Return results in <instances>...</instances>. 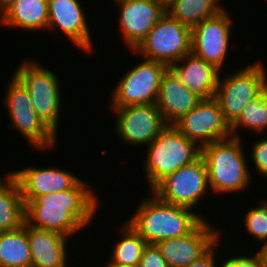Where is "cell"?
Returning a JSON list of instances; mask_svg holds the SVG:
<instances>
[{
    "instance_id": "1",
    "label": "cell",
    "mask_w": 267,
    "mask_h": 267,
    "mask_svg": "<svg viewBox=\"0 0 267 267\" xmlns=\"http://www.w3.org/2000/svg\"><path fill=\"white\" fill-rule=\"evenodd\" d=\"M81 179L73 188L44 194L25 203V223L38 229L73 236L92 222L99 206L98 196Z\"/></svg>"
},
{
    "instance_id": "2",
    "label": "cell",
    "mask_w": 267,
    "mask_h": 267,
    "mask_svg": "<svg viewBox=\"0 0 267 267\" xmlns=\"http://www.w3.org/2000/svg\"><path fill=\"white\" fill-rule=\"evenodd\" d=\"M151 194L126 221L147 244L187 235L205 219L192 209L165 203Z\"/></svg>"
},
{
    "instance_id": "3",
    "label": "cell",
    "mask_w": 267,
    "mask_h": 267,
    "mask_svg": "<svg viewBox=\"0 0 267 267\" xmlns=\"http://www.w3.org/2000/svg\"><path fill=\"white\" fill-rule=\"evenodd\" d=\"M242 140L231 136L201 147V157L208 171L209 188L213 192H239L251 183V171L248 169Z\"/></svg>"
},
{
    "instance_id": "4",
    "label": "cell",
    "mask_w": 267,
    "mask_h": 267,
    "mask_svg": "<svg viewBox=\"0 0 267 267\" xmlns=\"http://www.w3.org/2000/svg\"><path fill=\"white\" fill-rule=\"evenodd\" d=\"M144 170L152 190L161 180L201 156V148L173 125H168L147 146Z\"/></svg>"
},
{
    "instance_id": "5",
    "label": "cell",
    "mask_w": 267,
    "mask_h": 267,
    "mask_svg": "<svg viewBox=\"0 0 267 267\" xmlns=\"http://www.w3.org/2000/svg\"><path fill=\"white\" fill-rule=\"evenodd\" d=\"M13 75L30 94L33 108L40 119L57 135L61 93L59 79L54 72L34 61H23Z\"/></svg>"
},
{
    "instance_id": "6",
    "label": "cell",
    "mask_w": 267,
    "mask_h": 267,
    "mask_svg": "<svg viewBox=\"0 0 267 267\" xmlns=\"http://www.w3.org/2000/svg\"><path fill=\"white\" fill-rule=\"evenodd\" d=\"M7 85L5 108L9 113L11 127L31 144V148L40 150L52 149L56 146L57 135L40 119L29 92L25 86L13 75Z\"/></svg>"
},
{
    "instance_id": "7",
    "label": "cell",
    "mask_w": 267,
    "mask_h": 267,
    "mask_svg": "<svg viewBox=\"0 0 267 267\" xmlns=\"http://www.w3.org/2000/svg\"><path fill=\"white\" fill-rule=\"evenodd\" d=\"M133 51L170 68L191 52V28L165 13Z\"/></svg>"
},
{
    "instance_id": "8",
    "label": "cell",
    "mask_w": 267,
    "mask_h": 267,
    "mask_svg": "<svg viewBox=\"0 0 267 267\" xmlns=\"http://www.w3.org/2000/svg\"><path fill=\"white\" fill-rule=\"evenodd\" d=\"M266 75L265 68L257 61L232 75H226L224 79L219 76L214 98L230 126L238 119L246 104L267 87Z\"/></svg>"
},
{
    "instance_id": "9",
    "label": "cell",
    "mask_w": 267,
    "mask_h": 267,
    "mask_svg": "<svg viewBox=\"0 0 267 267\" xmlns=\"http://www.w3.org/2000/svg\"><path fill=\"white\" fill-rule=\"evenodd\" d=\"M208 171L200 156L161 180L151 192L161 201L194 209L208 192Z\"/></svg>"
},
{
    "instance_id": "10",
    "label": "cell",
    "mask_w": 267,
    "mask_h": 267,
    "mask_svg": "<svg viewBox=\"0 0 267 267\" xmlns=\"http://www.w3.org/2000/svg\"><path fill=\"white\" fill-rule=\"evenodd\" d=\"M167 68L163 63L145 59L129 69L114 87L110 107L156 104L160 80Z\"/></svg>"
},
{
    "instance_id": "11",
    "label": "cell",
    "mask_w": 267,
    "mask_h": 267,
    "mask_svg": "<svg viewBox=\"0 0 267 267\" xmlns=\"http://www.w3.org/2000/svg\"><path fill=\"white\" fill-rule=\"evenodd\" d=\"M173 126L200 148L232 136L230 125L225 121L220 105L214 97L202 99Z\"/></svg>"
},
{
    "instance_id": "12",
    "label": "cell",
    "mask_w": 267,
    "mask_h": 267,
    "mask_svg": "<svg viewBox=\"0 0 267 267\" xmlns=\"http://www.w3.org/2000/svg\"><path fill=\"white\" fill-rule=\"evenodd\" d=\"M111 109L118 117L115 132L126 144L148 146L168 126L156 104Z\"/></svg>"
},
{
    "instance_id": "13",
    "label": "cell",
    "mask_w": 267,
    "mask_h": 267,
    "mask_svg": "<svg viewBox=\"0 0 267 267\" xmlns=\"http://www.w3.org/2000/svg\"><path fill=\"white\" fill-rule=\"evenodd\" d=\"M231 15L224 8L191 28V52L219 70L225 65L231 39Z\"/></svg>"
},
{
    "instance_id": "14",
    "label": "cell",
    "mask_w": 267,
    "mask_h": 267,
    "mask_svg": "<svg viewBox=\"0 0 267 267\" xmlns=\"http://www.w3.org/2000/svg\"><path fill=\"white\" fill-rule=\"evenodd\" d=\"M208 222L209 220L203 219L189 234L165 239L156 244L168 267H187L221 237V232Z\"/></svg>"
},
{
    "instance_id": "15",
    "label": "cell",
    "mask_w": 267,
    "mask_h": 267,
    "mask_svg": "<svg viewBox=\"0 0 267 267\" xmlns=\"http://www.w3.org/2000/svg\"><path fill=\"white\" fill-rule=\"evenodd\" d=\"M119 7V27L123 40L132 50L166 13L159 0H115Z\"/></svg>"
},
{
    "instance_id": "16",
    "label": "cell",
    "mask_w": 267,
    "mask_h": 267,
    "mask_svg": "<svg viewBox=\"0 0 267 267\" xmlns=\"http://www.w3.org/2000/svg\"><path fill=\"white\" fill-rule=\"evenodd\" d=\"M80 5L78 0H48L47 29L59 27L72 44L90 53L93 51L92 37Z\"/></svg>"
},
{
    "instance_id": "17",
    "label": "cell",
    "mask_w": 267,
    "mask_h": 267,
    "mask_svg": "<svg viewBox=\"0 0 267 267\" xmlns=\"http://www.w3.org/2000/svg\"><path fill=\"white\" fill-rule=\"evenodd\" d=\"M18 182L23 200H34L44 194L62 192L73 188L81 179L57 168L28 167L12 171Z\"/></svg>"
},
{
    "instance_id": "18",
    "label": "cell",
    "mask_w": 267,
    "mask_h": 267,
    "mask_svg": "<svg viewBox=\"0 0 267 267\" xmlns=\"http://www.w3.org/2000/svg\"><path fill=\"white\" fill-rule=\"evenodd\" d=\"M201 100L182 84L171 68L166 69L160 80L156 105L168 125L189 113Z\"/></svg>"
},
{
    "instance_id": "19",
    "label": "cell",
    "mask_w": 267,
    "mask_h": 267,
    "mask_svg": "<svg viewBox=\"0 0 267 267\" xmlns=\"http://www.w3.org/2000/svg\"><path fill=\"white\" fill-rule=\"evenodd\" d=\"M170 68L182 84L201 99L215 96L221 70L213 64L190 52Z\"/></svg>"
},
{
    "instance_id": "20",
    "label": "cell",
    "mask_w": 267,
    "mask_h": 267,
    "mask_svg": "<svg viewBox=\"0 0 267 267\" xmlns=\"http://www.w3.org/2000/svg\"><path fill=\"white\" fill-rule=\"evenodd\" d=\"M31 252V267H67V238L60 233L26 224Z\"/></svg>"
},
{
    "instance_id": "21",
    "label": "cell",
    "mask_w": 267,
    "mask_h": 267,
    "mask_svg": "<svg viewBox=\"0 0 267 267\" xmlns=\"http://www.w3.org/2000/svg\"><path fill=\"white\" fill-rule=\"evenodd\" d=\"M6 176V179L0 178V232L20 229L25 223L20 186L11 172Z\"/></svg>"
},
{
    "instance_id": "22",
    "label": "cell",
    "mask_w": 267,
    "mask_h": 267,
    "mask_svg": "<svg viewBox=\"0 0 267 267\" xmlns=\"http://www.w3.org/2000/svg\"><path fill=\"white\" fill-rule=\"evenodd\" d=\"M0 22L9 27L37 31L48 26V0H18L0 16Z\"/></svg>"
},
{
    "instance_id": "23",
    "label": "cell",
    "mask_w": 267,
    "mask_h": 267,
    "mask_svg": "<svg viewBox=\"0 0 267 267\" xmlns=\"http://www.w3.org/2000/svg\"><path fill=\"white\" fill-rule=\"evenodd\" d=\"M26 223L17 230L0 232V267H31Z\"/></svg>"
},
{
    "instance_id": "24",
    "label": "cell",
    "mask_w": 267,
    "mask_h": 267,
    "mask_svg": "<svg viewBox=\"0 0 267 267\" xmlns=\"http://www.w3.org/2000/svg\"><path fill=\"white\" fill-rule=\"evenodd\" d=\"M219 0H174L166 6V13L192 28L205 19L221 12L224 7L218 4Z\"/></svg>"
},
{
    "instance_id": "25",
    "label": "cell",
    "mask_w": 267,
    "mask_h": 267,
    "mask_svg": "<svg viewBox=\"0 0 267 267\" xmlns=\"http://www.w3.org/2000/svg\"><path fill=\"white\" fill-rule=\"evenodd\" d=\"M121 240L114 245L113 253L107 264L139 265L146 241L127 222H123Z\"/></svg>"
},
{
    "instance_id": "26",
    "label": "cell",
    "mask_w": 267,
    "mask_h": 267,
    "mask_svg": "<svg viewBox=\"0 0 267 267\" xmlns=\"http://www.w3.org/2000/svg\"><path fill=\"white\" fill-rule=\"evenodd\" d=\"M247 128L250 131L261 133L267 129V87L256 97L250 100L242 110L238 119L230 126L231 135L239 136L238 129Z\"/></svg>"
},
{
    "instance_id": "27",
    "label": "cell",
    "mask_w": 267,
    "mask_h": 267,
    "mask_svg": "<svg viewBox=\"0 0 267 267\" xmlns=\"http://www.w3.org/2000/svg\"><path fill=\"white\" fill-rule=\"evenodd\" d=\"M261 204L245 213L244 227L262 245L267 242V200H263Z\"/></svg>"
},
{
    "instance_id": "28",
    "label": "cell",
    "mask_w": 267,
    "mask_h": 267,
    "mask_svg": "<svg viewBox=\"0 0 267 267\" xmlns=\"http://www.w3.org/2000/svg\"><path fill=\"white\" fill-rule=\"evenodd\" d=\"M139 267H168V264L156 244H147L143 249Z\"/></svg>"
},
{
    "instance_id": "29",
    "label": "cell",
    "mask_w": 267,
    "mask_h": 267,
    "mask_svg": "<svg viewBox=\"0 0 267 267\" xmlns=\"http://www.w3.org/2000/svg\"><path fill=\"white\" fill-rule=\"evenodd\" d=\"M251 159L256 167V171L267 177V137L254 142Z\"/></svg>"
},
{
    "instance_id": "30",
    "label": "cell",
    "mask_w": 267,
    "mask_h": 267,
    "mask_svg": "<svg viewBox=\"0 0 267 267\" xmlns=\"http://www.w3.org/2000/svg\"><path fill=\"white\" fill-rule=\"evenodd\" d=\"M221 267H261V258L258 252L252 257L233 256L224 260Z\"/></svg>"
},
{
    "instance_id": "31",
    "label": "cell",
    "mask_w": 267,
    "mask_h": 267,
    "mask_svg": "<svg viewBox=\"0 0 267 267\" xmlns=\"http://www.w3.org/2000/svg\"><path fill=\"white\" fill-rule=\"evenodd\" d=\"M220 238L196 261L191 262L187 267H216L215 255L216 246H218Z\"/></svg>"
},
{
    "instance_id": "32",
    "label": "cell",
    "mask_w": 267,
    "mask_h": 267,
    "mask_svg": "<svg viewBox=\"0 0 267 267\" xmlns=\"http://www.w3.org/2000/svg\"><path fill=\"white\" fill-rule=\"evenodd\" d=\"M261 258V267H267V242L258 251Z\"/></svg>"
},
{
    "instance_id": "33",
    "label": "cell",
    "mask_w": 267,
    "mask_h": 267,
    "mask_svg": "<svg viewBox=\"0 0 267 267\" xmlns=\"http://www.w3.org/2000/svg\"><path fill=\"white\" fill-rule=\"evenodd\" d=\"M18 0H0V16H2L11 5H13Z\"/></svg>"
},
{
    "instance_id": "34",
    "label": "cell",
    "mask_w": 267,
    "mask_h": 267,
    "mask_svg": "<svg viewBox=\"0 0 267 267\" xmlns=\"http://www.w3.org/2000/svg\"><path fill=\"white\" fill-rule=\"evenodd\" d=\"M107 267H139V265L107 264Z\"/></svg>"
},
{
    "instance_id": "35",
    "label": "cell",
    "mask_w": 267,
    "mask_h": 267,
    "mask_svg": "<svg viewBox=\"0 0 267 267\" xmlns=\"http://www.w3.org/2000/svg\"><path fill=\"white\" fill-rule=\"evenodd\" d=\"M159 1L166 7L174 0H159Z\"/></svg>"
}]
</instances>
